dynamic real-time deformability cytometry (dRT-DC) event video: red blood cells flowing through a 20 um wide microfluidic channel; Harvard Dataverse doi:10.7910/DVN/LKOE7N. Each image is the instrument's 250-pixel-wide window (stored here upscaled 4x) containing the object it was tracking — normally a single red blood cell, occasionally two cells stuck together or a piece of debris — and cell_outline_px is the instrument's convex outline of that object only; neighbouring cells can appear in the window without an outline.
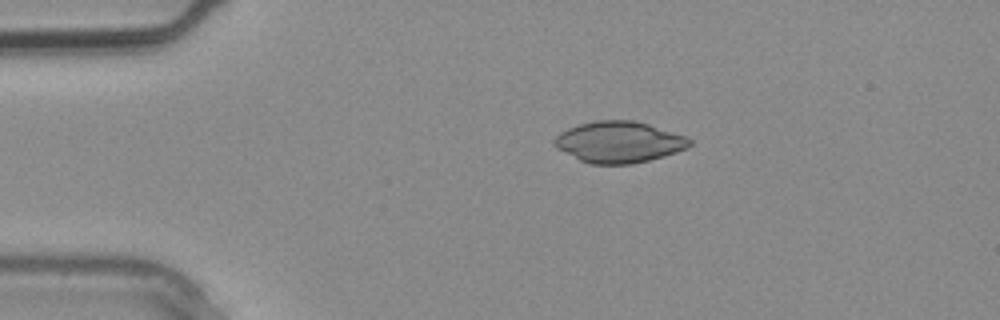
{"species": "common noctule bat (a hibernating species)", "species_latin": "Nyctalus noctula", "temperature_condition": "warm", "stored_images_in_passage": 4, "camera_frame_rate_fps": 3000, "um_per_image_px": 0.085, "animal": {"sex": "male", "body_mass_g": 20.4}, "frame": {"image": 1, "passage_image": 4, "time_ms": 1.0, "image_size_px": [1000, 320], "cell_outline_px": [[692, 144], [688, 148], [664, 156], [632, 164], [588, 164], [556, 148], [552, 144], [552, 140], [560, 132], [568, 128], [580, 124], [596, 120], [632, 120], [648, 124], [688, 136], [692, 140]], "centroid_in_image_um": [52.62, 12.07], "position_along_channel_um": 32.4, "area_um2": 32.71}}